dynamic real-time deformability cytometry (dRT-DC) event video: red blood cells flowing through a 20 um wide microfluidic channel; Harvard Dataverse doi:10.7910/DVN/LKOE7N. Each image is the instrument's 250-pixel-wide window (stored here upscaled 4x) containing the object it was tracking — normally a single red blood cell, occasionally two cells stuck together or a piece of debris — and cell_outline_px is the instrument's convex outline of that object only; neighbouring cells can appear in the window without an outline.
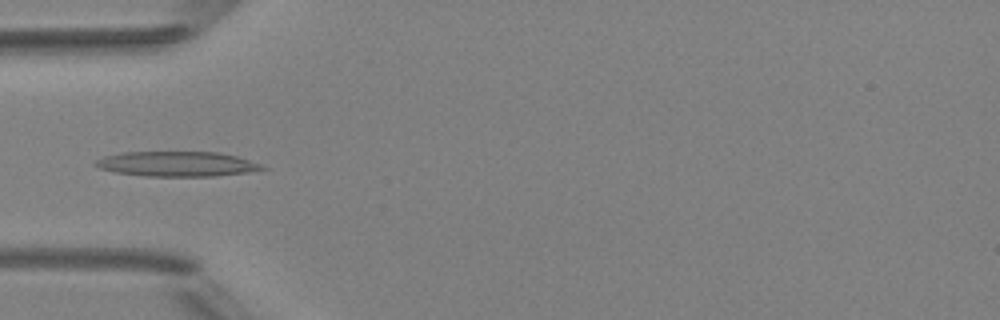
{"species": "Egyptian fruit bat (a non-hibernating species)", "species_latin": "Rousettus aegyptiacus", "temperature_condition": "room temperature", "stored_images_in_passage": 5, "camera_frame_rate_fps": 3000, "um_per_image_px": 0.085, "animal": {"sex": "female"}, "frame": {"image": 1, "passage_image": 5, "time_ms": 4.667, "image_size_px": [1000, 320], "cell_outline_px": [[268, 168], [248, 172], [216, 176], [144, 176], [116, 172], [100, 168], [92, 164], [96, 160], [104, 156], [124, 152], [216, 152], [236, 156], [260, 164]], "centroid_in_image_um": [15.02, 13.94], "position_along_channel_um": 70.0, "area_um2": 24.1}}